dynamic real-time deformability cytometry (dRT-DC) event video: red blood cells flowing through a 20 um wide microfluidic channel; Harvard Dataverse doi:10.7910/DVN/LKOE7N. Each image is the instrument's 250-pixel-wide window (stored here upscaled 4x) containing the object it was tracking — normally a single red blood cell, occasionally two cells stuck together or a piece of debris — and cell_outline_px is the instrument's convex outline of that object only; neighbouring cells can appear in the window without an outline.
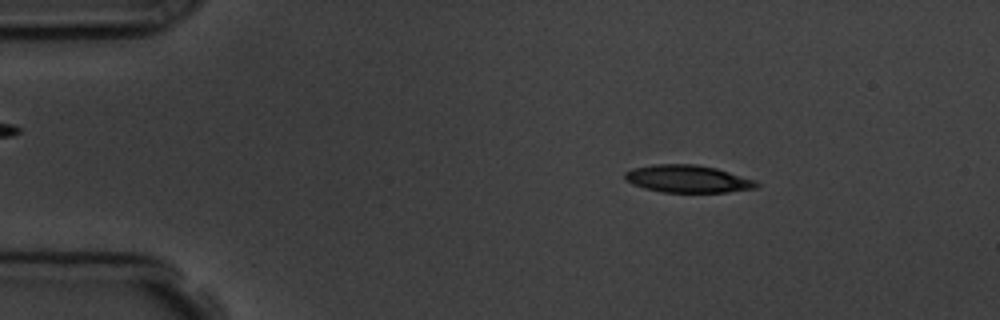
{"species": "common noctule bat (a hibernating species)", "species_latin": "Nyctalus noctula", "temperature_condition": "room temperature", "stored_images_in_passage": 3, "camera_frame_rate_fps": 3000, "um_per_image_px": 0.085, "animal": {"sex": "male", "body_mass_g": 19.5, "forearm_length_mm": 54.6}, "frame": {"image": 1, "passage_image": 1, "time_ms": 0.0, "image_size_px": [1000, 320], "cell_outline_px": [[760, 184], [756, 188], [728, 192], [664, 192], [644, 188], [632, 184], [624, 180], [624, 172], [632, 168], [652, 164], [696, 164], [716, 168], [756, 180]], "centroid_in_image_um": [58.43, 15.2], "position_along_channel_um": 26.6, "area_um2": 21.21}}